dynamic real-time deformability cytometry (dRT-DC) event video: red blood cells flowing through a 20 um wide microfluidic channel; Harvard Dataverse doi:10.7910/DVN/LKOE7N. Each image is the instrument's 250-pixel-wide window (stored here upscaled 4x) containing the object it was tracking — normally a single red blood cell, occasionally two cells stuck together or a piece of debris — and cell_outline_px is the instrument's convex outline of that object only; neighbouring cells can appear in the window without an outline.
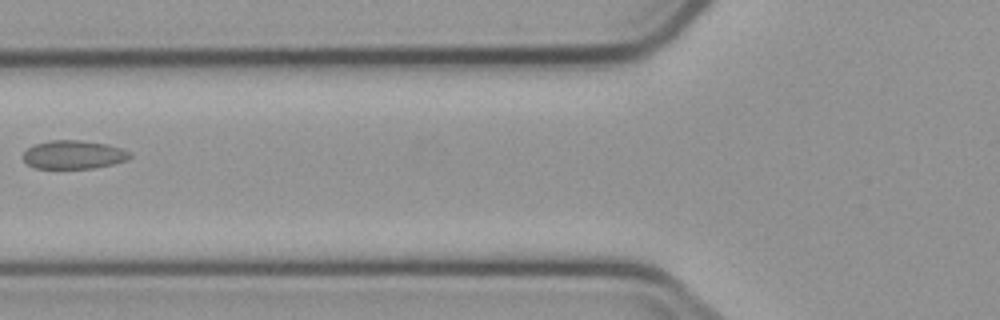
{"species": "common noctule bat (a hibernating species)", "species_latin": "Nyctalus noctula", "temperature_condition": "cold", "stored_images_in_passage": 7, "camera_frame_rate_fps": 3000, "um_per_image_px": 0.085, "animal": {"sex": "male", "body_mass_g": 23.1, "forearm_length_mm": 52.7}, "frame": {"image": 1, "passage_image": 3, "time_ms": 2.333, "image_size_px": [1000, 320], "cell_outline_px": [[132, 156], [128, 160], [112, 164], [92, 168], [36, 168], [28, 164], [24, 160], [24, 152], [28, 148], [36, 144], [48, 140], [80, 140], [108, 144], [132, 152]], "centroid_in_image_um": [6.29, 13.14], "position_along_channel_um": 119.5, "area_um2": 17.69}}
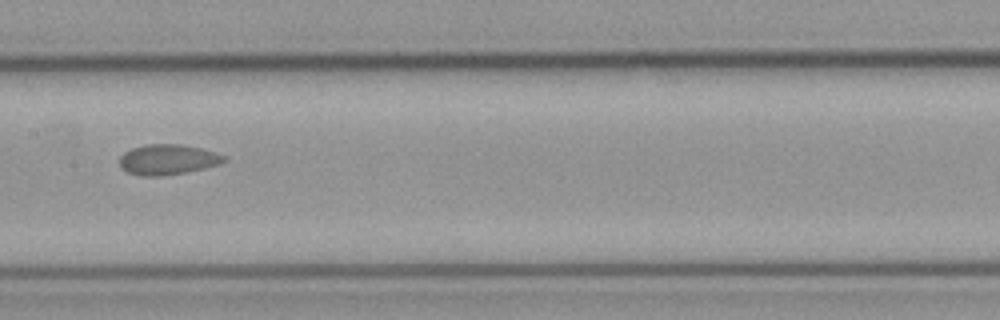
{"frame": {"image": 2, "passage_image": 5, "time_ms": 4.333, "image_size_px": [1000, 320], "cell_outline_px": [[228, 160], [220, 164], [204, 168], [184, 172], [160, 176], [144, 176], [128, 172], [120, 168], [120, 156], [124, 152], [132, 148], [148, 144], [180, 144], [200, 148], [216, 152], [228, 156]], "centroid_in_image_um": [14.29, 13.55], "position_along_channel_um": 193.1, "area_um2": 18.5}}
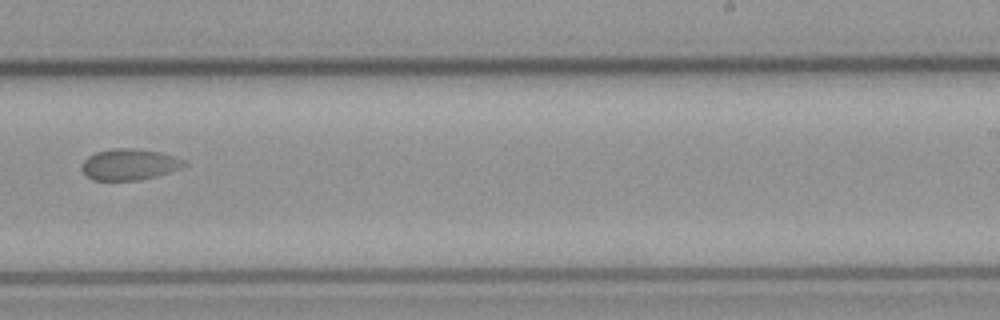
{"frame": {"image": 3, "passage_image": 7, "time_ms": 6.667, "image_size_px": [1000, 320], "cell_outline_px": [[188, 164], [180, 168], [156, 176], [136, 180], [92, 180], [80, 168], [84, 160], [88, 156], [96, 152], [112, 148], [132, 148], [160, 152], [176, 156], [184, 160]], "centroid_in_image_um": [10.99, 13.97], "position_along_channel_um": 278.0, "area_um2": 18.55}}